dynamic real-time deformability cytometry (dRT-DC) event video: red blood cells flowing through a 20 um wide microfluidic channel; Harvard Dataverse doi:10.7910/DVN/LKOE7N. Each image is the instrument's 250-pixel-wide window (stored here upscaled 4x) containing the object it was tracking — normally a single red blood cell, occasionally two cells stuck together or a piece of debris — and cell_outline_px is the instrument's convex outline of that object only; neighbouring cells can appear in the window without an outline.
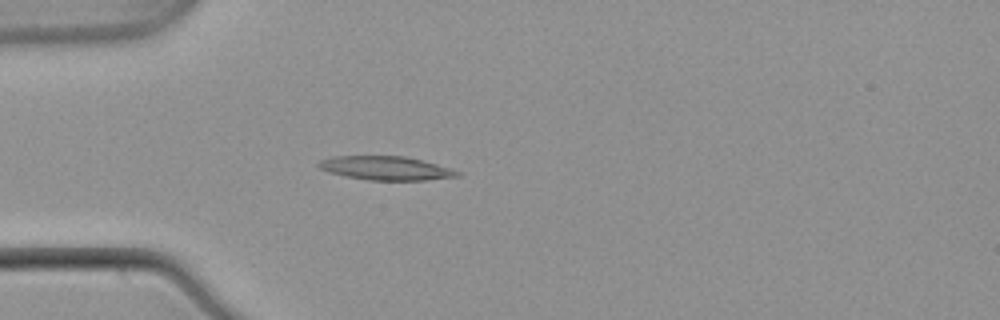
{"species": "common noctule bat (a hibernating species)", "species_latin": "Nyctalus noctula", "temperature_condition": "warm", "stored_images_in_passage": 35, "camera_frame_rate_fps": 3000, "um_per_image_px": 0.085, "animal": {"sex": "male", "body_mass_g": 21.5, "forearm_length_mm": 52.0}, "frame": {"image": 1, "passage_image": 4, "time_ms": 1.0, "image_size_px": [1000, 320], "cell_outline_px": [[460, 176], [424, 180], [368, 180], [328, 172], [320, 168], [316, 164], [320, 160], [332, 156], [404, 156], [452, 168], [460, 172]], "centroid_in_image_um": [32.79, 14.29], "position_along_channel_um": 52.2, "area_um2": 19.07}}
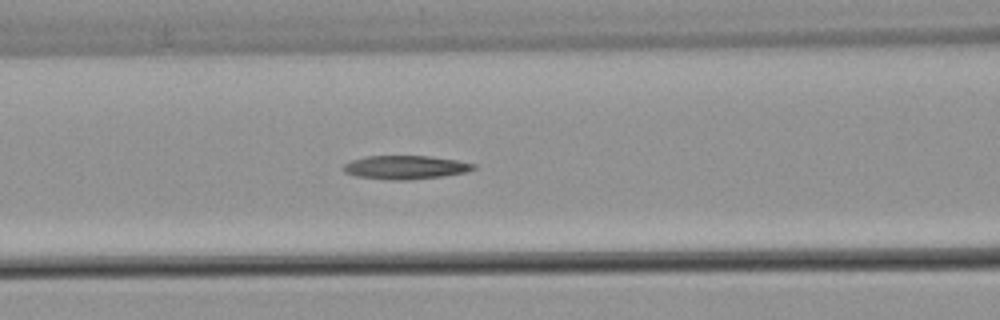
{"frame": {"image": 2, "passage_image": 11, "time_ms": 3.333, "image_size_px": [1000, 320], "cell_outline_px": [[476, 168], [464, 172], [440, 176], [408, 180], [392, 180], [356, 176], [344, 172], [340, 168], [344, 164], [352, 160], [368, 156], [432, 156], [456, 160], [476, 164]], "centroid_in_image_um": [34.42, 14.22], "position_along_channel_um": 132.2, "area_um2": 17.8}}
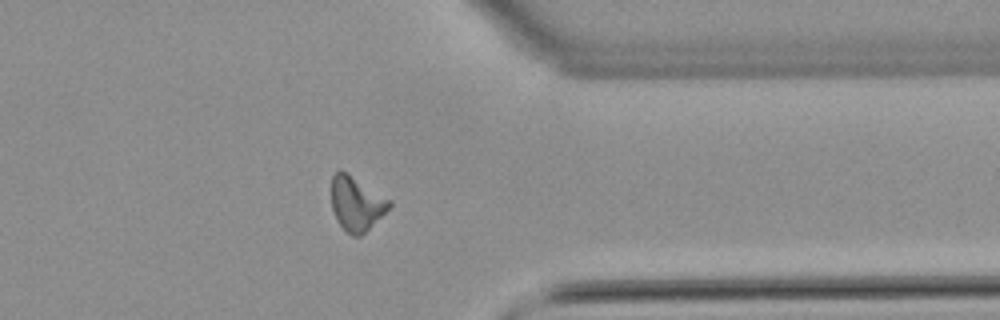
{"frame": {"image": 3, "passage_image": 31, "time_ms": 10.0, "image_size_px": [1000, 320], "cell_outline_px": [[392, 204], [360, 236], [352, 236], [336, 220], [332, 208], [332, 176], [340, 168], [348, 172], [392, 200]], "centroid_in_image_um": [30.28, 17.25], "position_along_channel_um": 381.1, "area_um2": 18.15}}